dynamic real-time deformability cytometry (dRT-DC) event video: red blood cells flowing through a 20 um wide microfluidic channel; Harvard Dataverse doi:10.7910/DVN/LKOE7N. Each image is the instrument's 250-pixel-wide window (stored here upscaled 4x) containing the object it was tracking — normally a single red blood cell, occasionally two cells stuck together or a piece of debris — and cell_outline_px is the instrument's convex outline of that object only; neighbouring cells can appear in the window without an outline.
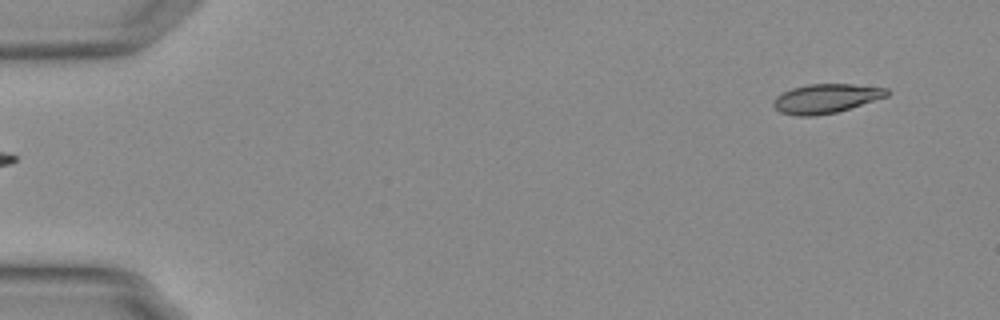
{"species": "Egyptian fruit bat (a non-hibernating species)", "species_latin": "Rousettus aegyptiacus", "temperature_condition": "warm", "stored_images_in_passage": 49, "camera_frame_rate_fps": 3000, "um_per_image_px": 0.085, "animal": {"sex": "female"}, "frame": {"image": 1, "passage_image": 1, "time_ms": 0.0, "image_size_px": [1000, 320], "cell_outline_px": [[888, 96], [836, 112], [816, 116], [796, 116], [780, 112], [772, 104], [776, 96], [792, 88], [808, 84], [852, 84], [888, 88]], "centroid_in_image_um": [70.19, 8.37], "position_along_channel_um": 14.8, "area_um2": 19.19}}
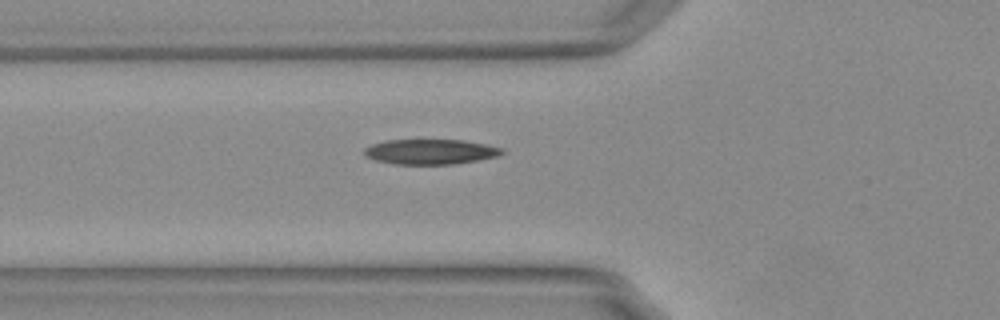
{"frame": {"image": 2, "passage_image": 17, "time_ms": 5.333, "image_size_px": [1000, 320], "cell_outline_px": [[504, 152], [500, 156], [452, 164], [392, 164], [376, 160], [364, 156], [364, 148], [372, 144], [384, 140], [464, 140], [488, 144], [504, 148]], "centroid_in_image_um": [36.6, 12.89], "position_along_channel_um": 89.2, "area_um2": 20.29}}
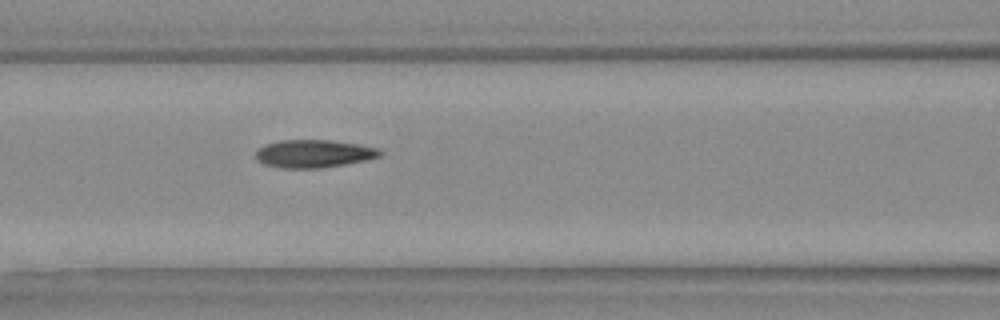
{"frame": {"image": 3, "passage_image": 21, "time_ms": 6.667, "image_size_px": [1000, 320], "cell_outline_px": [[384, 152], [380, 156], [364, 160], [344, 164], [320, 168], [280, 168], [264, 164], [256, 160], [256, 148], [264, 144], [280, 140], [332, 140], [380, 148]], "centroid_in_image_um": [26.63, 13.05], "position_along_channel_um": 140.0, "area_um2": 20.29}}